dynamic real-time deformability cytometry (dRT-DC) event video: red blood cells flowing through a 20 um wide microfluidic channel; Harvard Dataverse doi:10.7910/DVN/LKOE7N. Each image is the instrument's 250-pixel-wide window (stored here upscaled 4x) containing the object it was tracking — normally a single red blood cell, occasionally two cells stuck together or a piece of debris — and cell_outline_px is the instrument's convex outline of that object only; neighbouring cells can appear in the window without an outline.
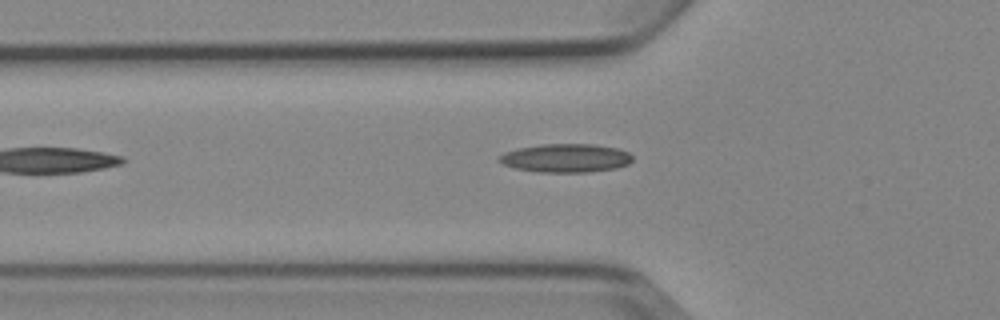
{"species": "Egyptian fruit bat (a non-hibernating species)", "species_latin": "Rousettus aegyptiacus", "temperature_condition": "cold", "stored_images_in_passage": 7, "camera_frame_rate_fps": 3000, "um_per_image_px": 0.085, "animal": {"sex": "female"}, "frame": {"image": 1, "passage_image": 5, "time_ms": 5.0, "image_size_px": [1000, 320], "cell_outline_px": [[632, 160], [628, 164], [616, 168], [588, 172], [536, 172], [516, 168], [504, 164], [496, 160], [504, 152], [520, 148], [540, 144], [592, 144], [616, 148], [628, 152], [632, 156]], "centroid_in_image_um": [48.09, 13.44], "position_along_channel_um": 77.7, "area_um2": 22.08}}
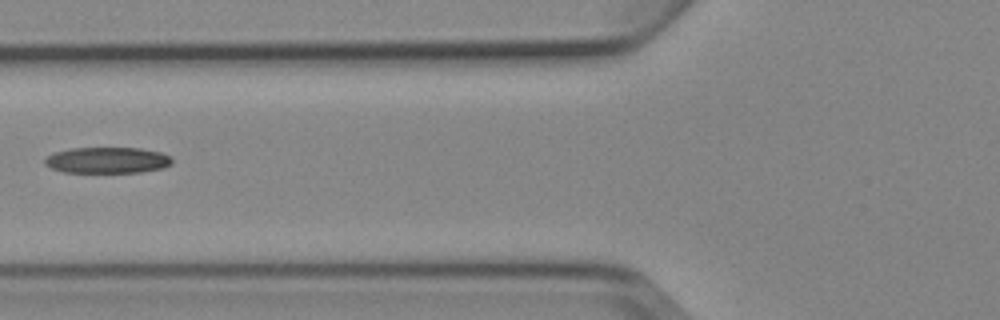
{"frame": {"image": 2, "passage_image": 6, "time_ms": 6.0, "image_size_px": [1000, 320], "cell_outline_px": [[172, 164], [164, 168], [140, 172], [64, 172], [52, 168], [44, 164], [44, 160], [52, 152], [72, 148], [140, 148], [160, 152], [172, 156]], "centroid_in_image_um": [9.14, 13.61], "position_along_channel_um": 116.7, "area_um2": 19.42}}
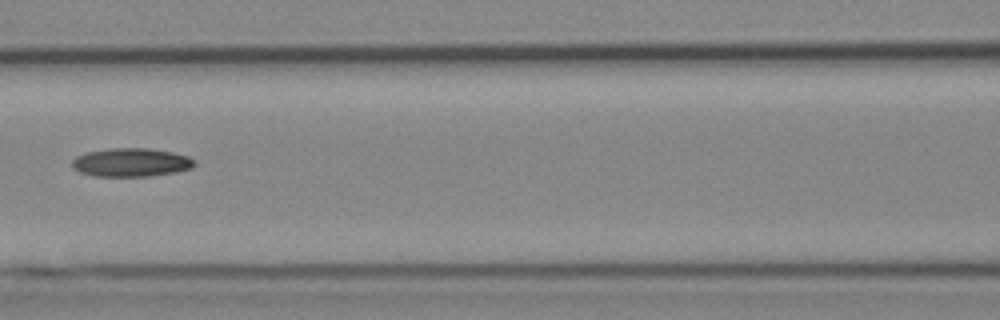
{"frame": {"image": 3, "passage_image": 7, "time_ms": 7.0, "image_size_px": [1000, 320], "cell_outline_px": [[196, 164], [192, 168], [176, 172], [148, 176], [92, 176], [80, 172], [72, 168], [72, 160], [76, 156], [88, 152], [112, 148], [148, 148], [172, 152], [188, 156], [196, 160]], "centroid_in_image_um": [11.16, 13.81], "position_along_channel_um": 155.4, "area_um2": 20.4}}